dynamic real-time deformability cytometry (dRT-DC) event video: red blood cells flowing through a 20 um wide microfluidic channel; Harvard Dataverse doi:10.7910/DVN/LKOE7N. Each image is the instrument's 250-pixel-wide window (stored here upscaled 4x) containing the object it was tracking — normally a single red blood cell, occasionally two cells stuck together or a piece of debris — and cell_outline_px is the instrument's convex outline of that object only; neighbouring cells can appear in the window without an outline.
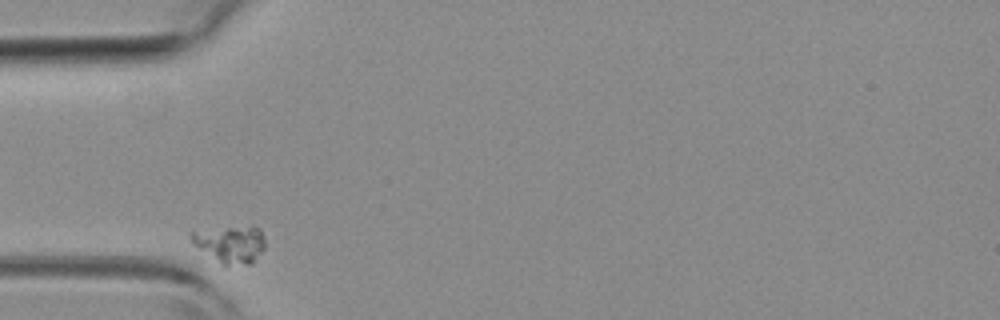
{"species": "common noctule bat (a hibernating species)", "species_latin": "Nyctalus noctula", "temperature_condition": "room temperature", "stored_images_in_passage": 2, "camera_frame_rate_fps": 3000, "um_per_image_px": 0.085, "animal": {"sex": "female", "body_mass_g": 19.3, "forearm_length_mm": 54.1}, "frame": {"image": 1, "passage_image": 1, "time_ms": 0.0, "image_size_px": [1000, 320], "cell_outline_px": [[264, 248], [248, 264], [224, 268], [192, 244], [188, 236], [192, 232], [252, 224], [260, 228], [264, 240]], "centroid_in_image_um": [19.55, 20.77], "position_along_channel_um": 65.5, "area_um2": 16.42}}
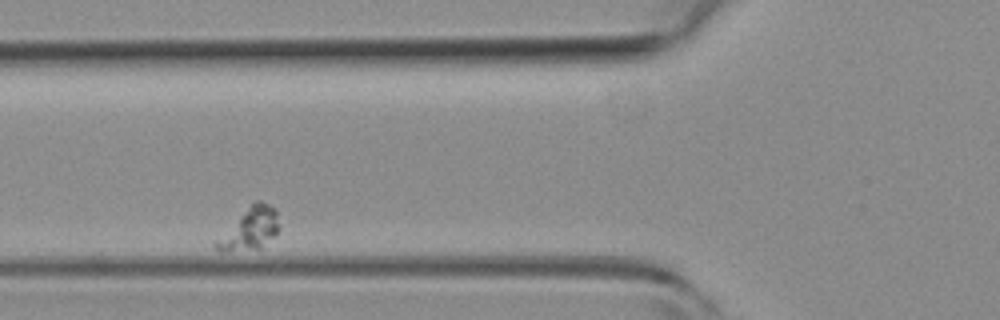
{"frame": {"image": 2, "passage_image": 2, "time_ms": 0.333, "image_size_px": [1000, 320], "cell_outline_px": [[280, 228], [260, 248], [220, 252], [212, 244], [212, 240], [256, 200], [260, 200], [268, 204], [276, 212]], "centroid_in_image_um": [21.15, 19.47], "position_along_channel_um": 104.6, "area_um2": 15.2}}